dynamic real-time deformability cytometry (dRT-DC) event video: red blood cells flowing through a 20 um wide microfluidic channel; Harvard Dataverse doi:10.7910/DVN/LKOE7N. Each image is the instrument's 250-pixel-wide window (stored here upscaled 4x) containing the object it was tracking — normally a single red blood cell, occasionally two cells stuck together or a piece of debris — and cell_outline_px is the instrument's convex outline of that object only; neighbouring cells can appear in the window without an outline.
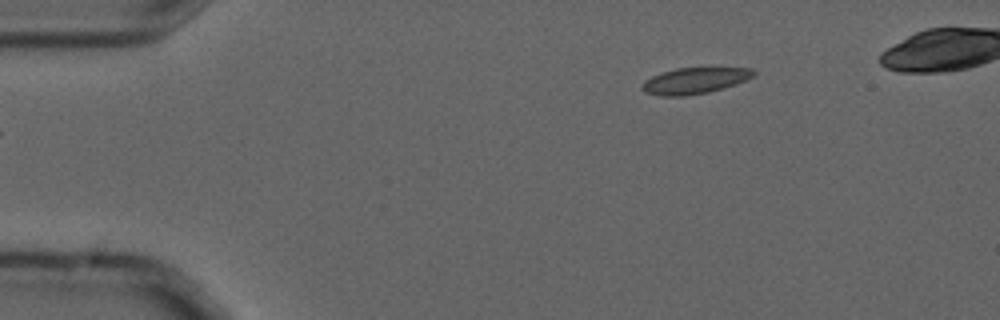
{"species": "common noctule bat (a hibernating species)", "species_latin": "Nyctalus noctula", "temperature_condition": "cold", "stored_images_in_passage": 2, "camera_frame_rate_fps": 3000, "um_per_image_px": 0.085, "animal": {"sex": "male", "forearm_length_mm": 52.5}, "frame": {"image": 1, "passage_image": 2, "time_ms": 0.333, "image_size_px": [1000, 320], "cell_outline_px": [[756, 76], [736, 84], [724, 88], [708, 92], [684, 96], [660, 96], [644, 92], [640, 88], [644, 80], [652, 76], [676, 68], [752, 68], [756, 72]], "centroid_in_image_um": [59.05, 6.86], "position_along_channel_um": 25.9, "area_um2": 17.05}}